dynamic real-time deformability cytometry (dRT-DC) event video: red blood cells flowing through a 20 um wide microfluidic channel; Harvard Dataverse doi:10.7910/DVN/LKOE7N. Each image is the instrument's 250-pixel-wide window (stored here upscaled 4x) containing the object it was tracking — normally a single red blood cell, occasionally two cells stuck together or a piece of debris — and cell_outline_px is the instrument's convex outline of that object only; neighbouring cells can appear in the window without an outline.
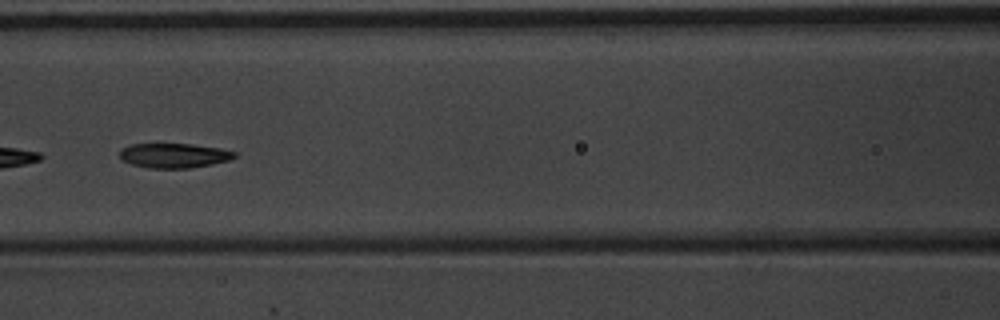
{"species": "common noctule bat (a hibernating species)", "species_latin": "Nyctalus noctula", "temperature_condition": "warm", "stored_images_in_passage": 15, "camera_frame_rate_fps": 3000, "um_per_image_px": 0.085, "animal": {"sex": "male", "body_mass_g": 20.1, "forearm_length_mm": 53.5}, "frame": {"image": 1, "passage_image": 7, "time_ms": 2.0, "image_size_px": [1000, 320], "cell_outline_px": [[236, 156], [228, 160], [212, 164], [188, 168], [148, 168], [132, 164], [124, 160], [120, 156], [120, 148], [128, 144], [192, 144], [220, 148], [236, 152]], "centroid_in_image_um": [14.77, 13.21], "position_along_channel_um": 151.8, "area_um2": 16.42}}
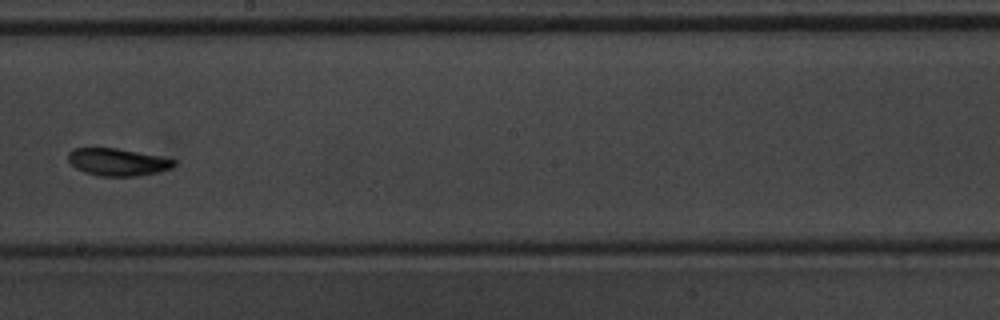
{"frame": {"image": 2, "passage_image": 9, "time_ms": 2.667, "image_size_px": [1000, 320], "cell_outline_px": [[176, 164], [172, 168], [140, 176], [100, 176], [84, 172], [76, 168], [68, 160], [68, 152], [72, 148], [116, 148], [160, 156], [176, 160]], "centroid_in_image_um": [9.99, 13.77], "position_along_channel_um": 238.2, "area_um2": 16.88}}
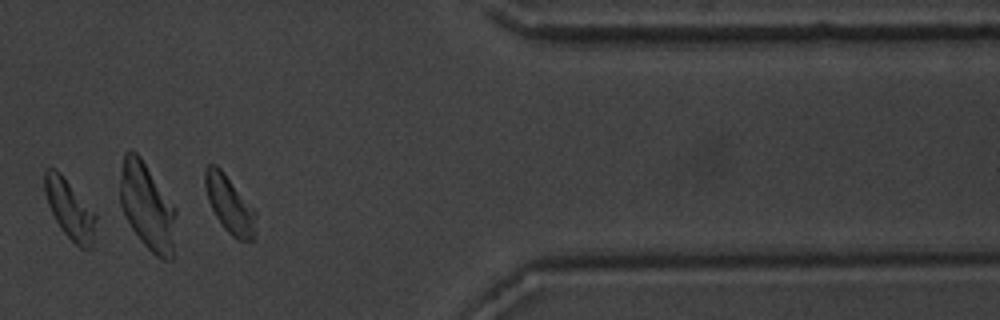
{"frame": {"image": 3, "passage_image": 13, "time_ms": 4.0, "image_size_px": [1000, 320], "cell_outline_px": [[96, 220], [92, 248], [80, 248], [60, 228], [48, 204], [44, 192], [44, 168], [56, 168], [60, 172], [96, 212]], "centroid_in_image_um": [5.93, 17.74], "position_along_channel_um": 405.5, "area_um2": 17.69}}